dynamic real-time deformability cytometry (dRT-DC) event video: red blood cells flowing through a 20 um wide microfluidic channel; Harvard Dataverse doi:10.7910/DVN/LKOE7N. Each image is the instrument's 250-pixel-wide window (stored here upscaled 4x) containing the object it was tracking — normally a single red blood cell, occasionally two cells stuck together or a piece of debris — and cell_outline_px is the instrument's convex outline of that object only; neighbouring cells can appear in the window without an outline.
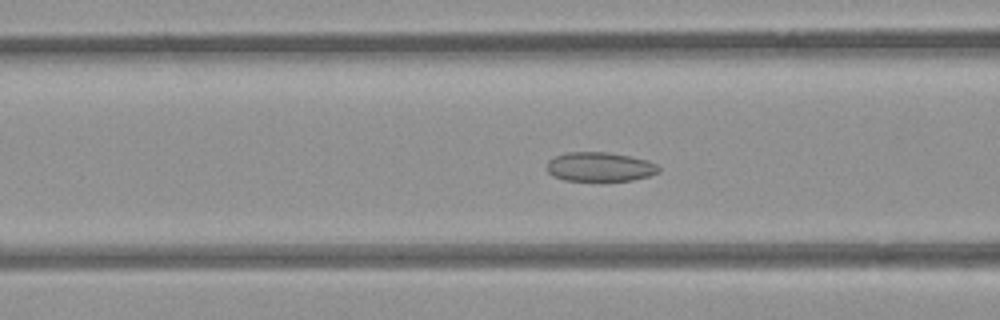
{"species": "common noctule bat (a hibernating species)", "species_latin": "Nyctalus noctula", "temperature_condition": "room temperature", "stored_images_in_passage": 43, "camera_frame_rate_fps": 3000, "um_per_image_px": 0.085, "animal": {"sex": "female", "body_mass_g": 21.9}, "frame": {"image": 1, "passage_image": 14, "time_ms": 4.333, "image_size_px": [1000, 320], "cell_outline_px": [[660, 172], [648, 176], [632, 180], [600, 184], [564, 180], [552, 176], [548, 172], [548, 160], [556, 156], [568, 152], [608, 152], [648, 160], [656, 164], [660, 168]], "centroid_in_image_um": [50.99, 14.24], "position_along_channel_um": 115.6, "area_um2": 19.88}}
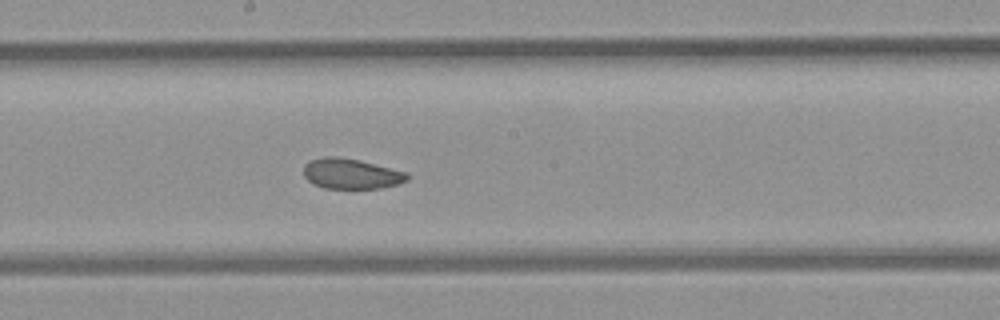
{"frame": {"image": 2, "passage_image": 22, "time_ms": 7.0, "image_size_px": [1000, 320], "cell_outline_px": [[408, 180], [400, 184], [380, 188], [324, 188], [308, 180], [304, 176], [304, 164], [312, 160], [324, 156], [340, 156], [360, 160], [408, 172]], "centroid_in_image_um": [29.88, 14.76], "position_along_channel_um": 218.3, "area_um2": 18.38}}
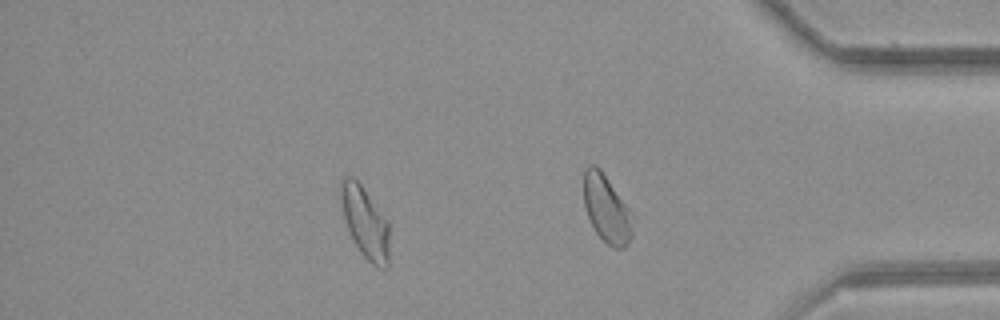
{"frame": {"image": 3, "passage_image": 36, "time_ms": 11.667, "image_size_px": [1000, 320], "cell_outline_px": [[388, 268], [376, 268], [360, 252], [348, 232], [344, 220], [340, 204], [340, 180], [344, 176], [352, 176], [360, 184], [388, 220]], "centroid_in_image_um": [31.0, 18.89], "position_along_channel_um": 404.2, "area_um2": 20.35}, "authors_computed_cell_mechanics": {"area_um2": 20.0566, "velocity_mm_per_s": 3.8375, "shape_relaxation_time_tau1_ms": 7.8545, "shape_relaxation_time_tau2_ms": 1.9628, "deformation_change_tau1": 0.0996, "deformation_change_tau2": 0.0678}}